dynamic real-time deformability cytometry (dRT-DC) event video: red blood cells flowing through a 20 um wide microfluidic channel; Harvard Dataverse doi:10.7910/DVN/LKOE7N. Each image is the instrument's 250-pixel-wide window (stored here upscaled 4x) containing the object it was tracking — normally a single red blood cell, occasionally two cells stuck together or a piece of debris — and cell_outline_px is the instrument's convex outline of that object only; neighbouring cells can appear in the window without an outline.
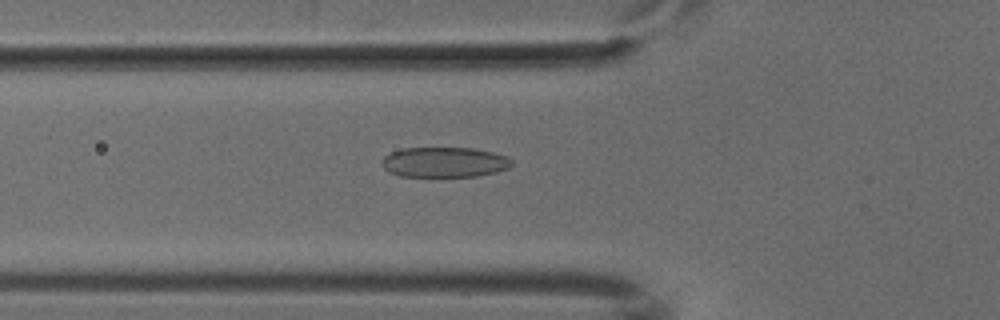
{"species": "common noctule bat (a hibernating species)", "species_latin": "Nyctalus noctula", "temperature_condition": "cold", "stored_images_in_passage": 43, "camera_frame_rate_fps": 3000, "um_per_image_px": 0.085, "animal": {"sex": "male", "body_mass_g": 18.8}, "frame": {"image": 1, "passage_image": 10, "time_ms": 3.0, "image_size_px": [1000, 320], "cell_outline_px": [[512, 164], [508, 168], [496, 172], [476, 176], [400, 176], [388, 172], [380, 164], [380, 160], [384, 156], [392, 152], [404, 148], [472, 148], [492, 152], [508, 156], [512, 160]], "centroid_in_image_um": [37.75, 13.78], "position_along_channel_um": 88.0, "area_um2": 22.89}}
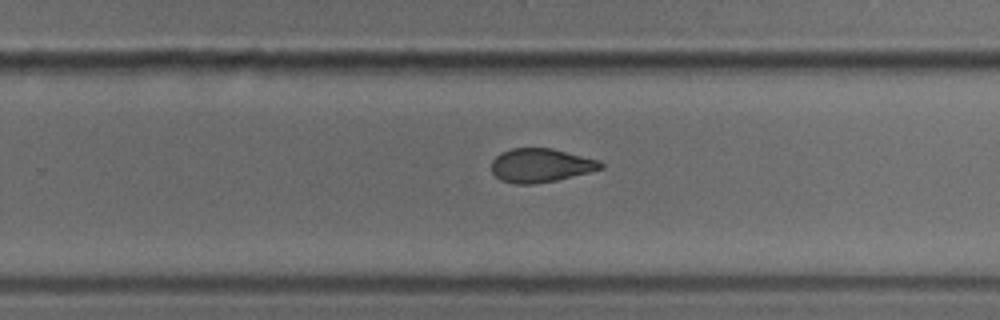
{"frame": {"image": 2, "passage_image": 25, "time_ms": 8.0, "image_size_px": [1000, 320], "cell_outline_px": [[604, 168], [556, 180], [532, 184], [512, 184], [500, 180], [492, 172], [492, 160], [500, 152], [512, 148], [552, 148], [596, 160], [604, 164]], "centroid_in_image_um": [45.9, 14.06], "position_along_channel_um": 283.9, "area_um2": 21.33}}
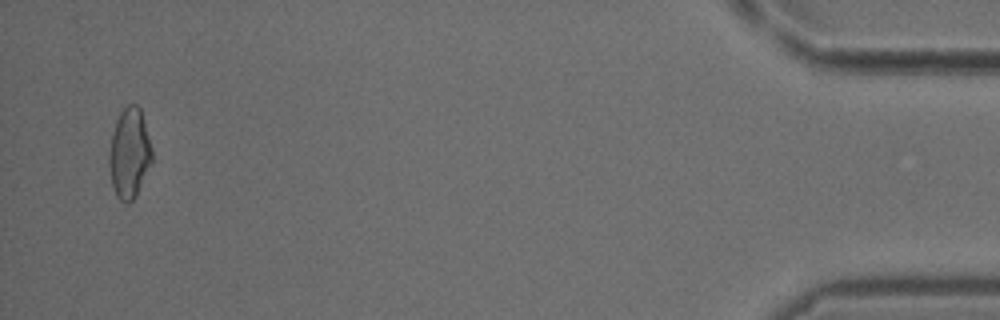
{"frame": {"image": 3, "passage_image": 42, "time_ms": 13.667, "image_size_px": [1000, 320], "cell_outline_px": [[152, 164], [136, 196], [128, 204], [120, 200], [116, 196], [112, 184], [108, 160], [108, 156], [112, 132], [116, 120], [120, 112], [128, 104], [136, 104], [140, 108], [152, 148]], "centroid_in_image_um": [11.0, 13.04], "position_along_channel_um": 424.2, "area_um2": 22.66}}